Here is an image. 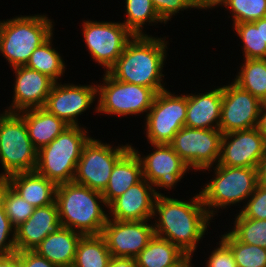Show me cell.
Masks as SVG:
<instances>
[{
  "mask_svg": "<svg viewBox=\"0 0 266 267\" xmlns=\"http://www.w3.org/2000/svg\"><path fill=\"white\" fill-rule=\"evenodd\" d=\"M153 218L155 235L178 246L188 256L197 252L198 244L201 243L199 241L210 233V222L215 220L208 214L200 191L189 197V200L174 198L165 193L157 196Z\"/></svg>",
  "mask_w": 266,
  "mask_h": 267,
  "instance_id": "obj_1",
  "label": "cell"
},
{
  "mask_svg": "<svg viewBox=\"0 0 266 267\" xmlns=\"http://www.w3.org/2000/svg\"><path fill=\"white\" fill-rule=\"evenodd\" d=\"M153 36H134L108 73L118 81L149 87L156 93L169 89L165 87L166 75L163 74L168 55V36Z\"/></svg>",
  "mask_w": 266,
  "mask_h": 267,
  "instance_id": "obj_2",
  "label": "cell"
},
{
  "mask_svg": "<svg viewBox=\"0 0 266 267\" xmlns=\"http://www.w3.org/2000/svg\"><path fill=\"white\" fill-rule=\"evenodd\" d=\"M55 202L63 227L82 235L102 233L108 221V205L101 192L75 182L62 183L57 185Z\"/></svg>",
  "mask_w": 266,
  "mask_h": 267,
  "instance_id": "obj_3",
  "label": "cell"
},
{
  "mask_svg": "<svg viewBox=\"0 0 266 267\" xmlns=\"http://www.w3.org/2000/svg\"><path fill=\"white\" fill-rule=\"evenodd\" d=\"M52 20L45 13L0 20V55L9 67L26 66L32 53L55 33Z\"/></svg>",
  "mask_w": 266,
  "mask_h": 267,
  "instance_id": "obj_4",
  "label": "cell"
},
{
  "mask_svg": "<svg viewBox=\"0 0 266 267\" xmlns=\"http://www.w3.org/2000/svg\"><path fill=\"white\" fill-rule=\"evenodd\" d=\"M207 170L208 174L212 172L214 175L199 191L203 204L213 219L232 206L241 209L258 185L257 168L228 167L217 163L204 169L203 173H207Z\"/></svg>",
  "mask_w": 266,
  "mask_h": 267,
  "instance_id": "obj_5",
  "label": "cell"
},
{
  "mask_svg": "<svg viewBox=\"0 0 266 267\" xmlns=\"http://www.w3.org/2000/svg\"><path fill=\"white\" fill-rule=\"evenodd\" d=\"M69 126L37 153L35 171L57 185L73 182L83 146L92 137L88 128Z\"/></svg>",
  "mask_w": 266,
  "mask_h": 267,
  "instance_id": "obj_6",
  "label": "cell"
},
{
  "mask_svg": "<svg viewBox=\"0 0 266 267\" xmlns=\"http://www.w3.org/2000/svg\"><path fill=\"white\" fill-rule=\"evenodd\" d=\"M101 76L102 82H96L97 102L93 107L96 114L118 118L130 115L141 118L145 114L146 117L157 94L152 88L118 81L108 72Z\"/></svg>",
  "mask_w": 266,
  "mask_h": 267,
  "instance_id": "obj_7",
  "label": "cell"
},
{
  "mask_svg": "<svg viewBox=\"0 0 266 267\" xmlns=\"http://www.w3.org/2000/svg\"><path fill=\"white\" fill-rule=\"evenodd\" d=\"M38 150L28 136L19 113L0 112V180L19 172L35 171Z\"/></svg>",
  "mask_w": 266,
  "mask_h": 267,
  "instance_id": "obj_8",
  "label": "cell"
},
{
  "mask_svg": "<svg viewBox=\"0 0 266 267\" xmlns=\"http://www.w3.org/2000/svg\"><path fill=\"white\" fill-rule=\"evenodd\" d=\"M91 137L83 146L73 182L103 192L115 164L131 149V144L115 146Z\"/></svg>",
  "mask_w": 266,
  "mask_h": 267,
  "instance_id": "obj_9",
  "label": "cell"
},
{
  "mask_svg": "<svg viewBox=\"0 0 266 267\" xmlns=\"http://www.w3.org/2000/svg\"><path fill=\"white\" fill-rule=\"evenodd\" d=\"M187 93L176 94L166 89L157 92L153 104L143 119V134L148 144H169L185 126Z\"/></svg>",
  "mask_w": 266,
  "mask_h": 267,
  "instance_id": "obj_10",
  "label": "cell"
},
{
  "mask_svg": "<svg viewBox=\"0 0 266 267\" xmlns=\"http://www.w3.org/2000/svg\"><path fill=\"white\" fill-rule=\"evenodd\" d=\"M81 30L88 54L104 72L115 64L134 35L122 21L83 20Z\"/></svg>",
  "mask_w": 266,
  "mask_h": 267,
  "instance_id": "obj_11",
  "label": "cell"
},
{
  "mask_svg": "<svg viewBox=\"0 0 266 267\" xmlns=\"http://www.w3.org/2000/svg\"><path fill=\"white\" fill-rule=\"evenodd\" d=\"M222 136L219 129L184 126L169 145L192 171L201 172L219 162Z\"/></svg>",
  "mask_w": 266,
  "mask_h": 267,
  "instance_id": "obj_12",
  "label": "cell"
},
{
  "mask_svg": "<svg viewBox=\"0 0 266 267\" xmlns=\"http://www.w3.org/2000/svg\"><path fill=\"white\" fill-rule=\"evenodd\" d=\"M130 144L141 161L143 178L153 185L157 196L163 195L162 188L175 190L177 183L192 171L169 144H150L153 149L146 155Z\"/></svg>",
  "mask_w": 266,
  "mask_h": 267,
  "instance_id": "obj_13",
  "label": "cell"
},
{
  "mask_svg": "<svg viewBox=\"0 0 266 267\" xmlns=\"http://www.w3.org/2000/svg\"><path fill=\"white\" fill-rule=\"evenodd\" d=\"M96 97L95 82L84 85L55 82L43 108L69 126H82L78 118L87 110H91L94 102H97Z\"/></svg>",
  "mask_w": 266,
  "mask_h": 267,
  "instance_id": "obj_14",
  "label": "cell"
},
{
  "mask_svg": "<svg viewBox=\"0 0 266 267\" xmlns=\"http://www.w3.org/2000/svg\"><path fill=\"white\" fill-rule=\"evenodd\" d=\"M264 103L233 81L222 85L219 130L223 134L256 128Z\"/></svg>",
  "mask_w": 266,
  "mask_h": 267,
  "instance_id": "obj_15",
  "label": "cell"
},
{
  "mask_svg": "<svg viewBox=\"0 0 266 267\" xmlns=\"http://www.w3.org/2000/svg\"><path fill=\"white\" fill-rule=\"evenodd\" d=\"M101 235L112 257L135 259L155 233L152 219L117 221L108 218Z\"/></svg>",
  "mask_w": 266,
  "mask_h": 267,
  "instance_id": "obj_16",
  "label": "cell"
},
{
  "mask_svg": "<svg viewBox=\"0 0 266 267\" xmlns=\"http://www.w3.org/2000/svg\"><path fill=\"white\" fill-rule=\"evenodd\" d=\"M266 151V140L258 128L223 134L219 164L257 168Z\"/></svg>",
  "mask_w": 266,
  "mask_h": 267,
  "instance_id": "obj_17",
  "label": "cell"
},
{
  "mask_svg": "<svg viewBox=\"0 0 266 267\" xmlns=\"http://www.w3.org/2000/svg\"><path fill=\"white\" fill-rule=\"evenodd\" d=\"M14 71L13 96L11 104L4 111L19 113L44 107L51 88L55 83L47 75L27 66L12 68Z\"/></svg>",
  "mask_w": 266,
  "mask_h": 267,
  "instance_id": "obj_18",
  "label": "cell"
},
{
  "mask_svg": "<svg viewBox=\"0 0 266 267\" xmlns=\"http://www.w3.org/2000/svg\"><path fill=\"white\" fill-rule=\"evenodd\" d=\"M156 197L153 185L143 178L108 205V218L117 221L153 219Z\"/></svg>",
  "mask_w": 266,
  "mask_h": 267,
  "instance_id": "obj_19",
  "label": "cell"
},
{
  "mask_svg": "<svg viewBox=\"0 0 266 267\" xmlns=\"http://www.w3.org/2000/svg\"><path fill=\"white\" fill-rule=\"evenodd\" d=\"M61 227L56 202L34 208L28 220L15 229L17 251L34 250L49 234Z\"/></svg>",
  "mask_w": 266,
  "mask_h": 267,
  "instance_id": "obj_20",
  "label": "cell"
},
{
  "mask_svg": "<svg viewBox=\"0 0 266 267\" xmlns=\"http://www.w3.org/2000/svg\"><path fill=\"white\" fill-rule=\"evenodd\" d=\"M204 93H187L185 126L200 129H219L222 106V86Z\"/></svg>",
  "mask_w": 266,
  "mask_h": 267,
  "instance_id": "obj_21",
  "label": "cell"
},
{
  "mask_svg": "<svg viewBox=\"0 0 266 267\" xmlns=\"http://www.w3.org/2000/svg\"><path fill=\"white\" fill-rule=\"evenodd\" d=\"M5 181L35 208L55 202L57 184L36 171L15 173Z\"/></svg>",
  "mask_w": 266,
  "mask_h": 267,
  "instance_id": "obj_22",
  "label": "cell"
},
{
  "mask_svg": "<svg viewBox=\"0 0 266 267\" xmlns=\"http://www.w3.org/2000/svg\"><path fill=\"white\" fill-rule=\"evenodd\" d=\"M82 234L67 227L49 234L35 249L40 256L59 267L73 265L76 247Z\"/></svg>",
  "mask_w": 266,
  "mask_h": 267,
  "instance_id": "obj_23",
  "label": "cell"
},
{
  "mask_svg": "<svg viewBox=\"0 0 266 267\" xmlns=\"http://www.w3.org/2000/svg\"><path fill=\"white\" fill-rule=\"evenodd\" d=\"M24 118L28 136L33 146L39 150L50 144L69 125L45 108H35L19 112Z\"/></svg>",
  "mask_w": 266,
  "mask_h": 267,
  "instance_id": "obj_24",
  "label": "cell"
},
{
  "mask_svg": "<svg viewBox=\"0 0 266 267\" xmlns=\"http://www.w3.org/2000/svg\"><path fill=\"white\" fill-rule=\"evenodd\" d=\"M143 179L142 164L136 153L130 149L113 167L108 184L102 192L109 205L128 188Z\"/></svg>",
  "mask_w": 266,
  "mask_h": 267,
  "instance_id": "obj_25",
  "label": "cell"
},
{
  "mask_svg": "<svg viewBox=\"0 0 266 267\" xmlns=\"http://www.w3.org/2000/svg\"><path fill=\"white\" fill-rule=\"evenodd\" d=\"M186 256L178 246L154 235L135 260L137 267H174Z\"/></svg>",
  "mask_w": 266,
  "mask_h": 267,
  "instance_id": "obj_26",
  "label": "cell"
},
{
  "mask_svg": "<svg viewBox=\"0 0 266 267\" xmlns=\"http://www.w3.org/2000/svg\"><path fill=\"white\" fill-rule=\"evenodd\" d=\"M53 36L54 34L32 53L26 66L47 75L54 82H61L67 65L57 50L58 47L53 45Z\"/></svg>",
  "mask_w": 266,
  "mask_h": 267,
  "instance_id": "obj_27",
  "label": "cell"
},
{
  "mask_svg": "<svg viewBox=\"0 0 266 267\" xmlns=\"http://www.w3.org/2000/svg\"><path fill=\"white\" fill-rule=\"evenodd\" d=\"M232 81L266 103V59H243Z\"/></svg>",
  "mask_w": 266,
  "mask_h": 267,
  "instance_id": "obj_28",
  "label": "cell"
},
{
  "mask_svg": "<svg viewBox=\"0 0 266 267\" xmlns=\"http://www.w3.org/2000/svg\"><path fill=\"white\" fill-rule=\"evenodd\" d=\"M112 256L104 237L82 235L77 247L73 267H108Z\"/></svg>",
  "mask_w": 266,
  "mask_h": 267,
  "instance_id": "obj_29",
  "label": "cell"
},
{
  "mask_svg": "<svg viewBox=\"0 0 266 267\" xmlns=\"http://www.w3.org/2000/svg\"><path fill=\"white\" fill-rule=\"evenodd\" d=\"M124 21L126 28L134 35H148L143 28L147 25L164 24L154 9L151 0H124ZM126 17V19H125Z\"/></svg>",
  "mask_w": 266,
  "mask_h": 267,
  "instance_id": "obj_30",
  "label": "cell"
},
{
  "mask_svg": "<svg viewBox=\"0 0 266 267\" xmlns=\"http://www.w3.org/2000/svg\"><path fill=\"white\" fill-rule=\"evenodd\" d=\"M240 39L243 59H266V43L263 42L262 18L231 25Z\"/></svg>",
  "mask_w": 266,
  "mask_h": 267,
  "instance_id": "obj_31",
  "label": "cell"
},
{
  "mask_svg": "<svg viewBox=\"0 0 266 267\" xmlns=\"http://www.w3.org/2000/svg\"><path fill=\"white\" fill-rule=\"evenodd\" d=\"M219 238L231 249L237 267H266V248L240 242L229 230Z\"/></svg>",
  "mask_w": 266,
  "mask_h": 267,
  "instance_id": "obj_32",
  "label": "cell"
},
{
  "mask_svg": "<svg viewBox=\"0 0 266 267\" xmlns=\"http://www.w3.org/2000/svg\"><path fill=\"white\" fill-rule=\"evenodd\" d=\"M0 200L15 229L28 220L35 208L25 201L5 180H0Z\"/></svg>",
  "mask_w": 266,
  "mask_h": 267,
  "instance_id": "obj_33",
  "label": "cell"
},
{
  "mask_svg": "<svg viewBox=\"0 0 266 267\" xmlns=\"http://www.w3.org/2000/svg\"><path fill=\"white\" fill-rule=\"evenodd\" d=\"M234 216L229 231L242 243L266 248V220L244 218L238 211Z\"/></svg>",
  "mask_w": 266,
  "mask_h": 267,
  "instance_id": "obj_34",
  "label": "cell"
},
{
  "mask_svg": "<svg viewBox=\"0 0 266 267\" xmlns=\"http://www.w3.org/2000/svg\"><path fill=\"white\" fill-rule=\"evenodd\" d=\"M232 25L266 17V0H227L224 5Z\"/></svg>",
  "mask_w": 266,
  "mask_h": 267,
  "instance_id": "obj_35",
  "label": "cell"
},
{
  "mask_svg": "<svg viewBox=\"0 0 266 267\" xmlns=\"http://www.w3.org/2000/svg\"><path fill=\"white\" fill-rule=\"evenodd\" d=\"M238 211L244 218L266 220V186L258 184L244 206Z\"/></svg>",
  "mask_w": 266,
  "mask_h": 267,
  "instance_id": "obj_36",
  "label": "cell"
},
{
  "mask_svg": "<svg viewBox=\"0 0 266 267\" xmlns=\"http://www.w3.org/2000/svg\"><path fill=\"white\" fill-rule=\"evenodd\" d=\"M151 2L161 21L164 23V27L178 13L182 14L185 10H195L194 0H151Z\"/></svg>",
  "mask_w": 266,
  "mask_h": 267,
  "instance_id": "obj_37",
  "label": "cell"
},
{
  "mask_svg": "<svg viewBox=\"0 0 266 267\" xmlns=\"http://www.w3.org/2000/svg\"><path fill=\"white\" fill-rule=\"evenodd\" d=\"M16 252L15 228L12 226L0 200V257Z\"/></svg>",
  "mask_w": 266,
  "mask_h": 267,
  "instance_id": "obj_38",
  "label": "cell"
},
{
  "mask_svg": "<svg viewBox=\"0 0 266 267\" xmlns=\"http://www.w3.org/2000/svg\"><path fill=\"white\" fill-rule=\"evenodd\" d=\"M218 240L217 246L212 247L214 249L206 257L208 260H204V267H237L231 249L221 239Z\"/></svg>",
  "mask_w": 266,
  "mask_h": 267,
  "instance_id": "obj_39",
  "label": "cell"
},
{
  "mask_svg": "<svg viewBox=\"0 0 266 267\" xmlns=\"http://www.w3.org/2000/svg\"><path fill=\"white\" fill-rule=\"evenodd\" d=\"M18 259L21 267H59L34 250L18 251Z\"/></svg>",
  "mask_w": 266,
  "mask_h": 267,
  "instance_id": "obj_40",
  "label": "cell"
},
{
  "mask_svg": "<svg viewBox=\"0 0 266 267\" xmlns=\"http://www.w3.org/2000/svg\"><path fill=\"white\" fill-rule=\"evenodd\" d=\"M227 0H194L195 9L197 10H213L217 7H222L225 5Z\"/></svg>",
  "mask_w": 266,
  "mask_h": 267,
  "instance_id": "obj_41",
  "label": "cell"
},
{
  "mask_svg": "<svg viewBox=\"0 0 266 267\" xmlns=\"http://www.w3.org/2000/svg\"><path fill=\"white\" fill-rule=\"evenodd\" d=\"M108 267H137L134 258L112 257Z\"/></svg>",
  "mask_w": 266,
  "mask_h": 267,
  "instance_id": "obj_42",
  "label": "cell"
},
{
  "mask_svg": "<svg viewBox=\"0 0 266 267\" xmlns=\"http://www.w3.org/2000/svg\"><path fill=\"white\" fill-rule=\"evenodd\" d=\"M0 267H21L18 259V251L16 253L0 257Z\"/></svg>",
  "mask_w": 266,
  "mask_h": 267,
  "instance_id": "obj_43",
  "label": "cell"
},
{
  "mask_svg": "<svg viewBox=\"0 0 266 267\" xmlns=\"http://www.w3.org/2000/svg\"><path fill=\"white\" fill-rule=\"evenodd\" d=\"M258 184L266 186V151L257 166Z\"/></svg>",
  "mask_w": 266,
  "mask_h": 267,
  "instance_id": "obj_44",
  "label": "cell"
},
{
  "mask_svg": "<svg viewBox=\"0 0 266 267\" xmlns=\"http://www.w3.org/2000/svg\"><path fill=\"white\" fill-rule=\"evenodd\" d=\"M257 128L266 140V103L263 104L261 111L259 113V121Z\"/></svg>",
  "mask_w": 266,
  "mask_h": 267,
  "instance_id": "obj_45",
  "label": "cell"
},
{
  "mask_svg": "<svg viewBox=\"0 0 266 267\" xmlns=\"http://www.w3.org/2000/svg\"><path fill=\"white\" fill-rule=\"evenodd\" d=\"M193 256H186L177 266L174 267H194L192 263Z\"/></svg>",
  "mask_w": 266,
  "mask_h": 267,
  "instance_id": "obj_46",
  "label": "cell"
},
{
  "mask_svg": "<svg viewBox=\"0 0 266 267\" xmlns=\"http://www.w3.org/2000/svg\"><path fill=\"white\" fill-rule=\"evenodd\" d=\"M262 35H263V42L266 43V17L262 18Z\"/></svg>",
  "mask_w": 266,
  "mask_h": 267,
  "instance_id": "obj_47",
  "label": "cell"
}]
</instances>
